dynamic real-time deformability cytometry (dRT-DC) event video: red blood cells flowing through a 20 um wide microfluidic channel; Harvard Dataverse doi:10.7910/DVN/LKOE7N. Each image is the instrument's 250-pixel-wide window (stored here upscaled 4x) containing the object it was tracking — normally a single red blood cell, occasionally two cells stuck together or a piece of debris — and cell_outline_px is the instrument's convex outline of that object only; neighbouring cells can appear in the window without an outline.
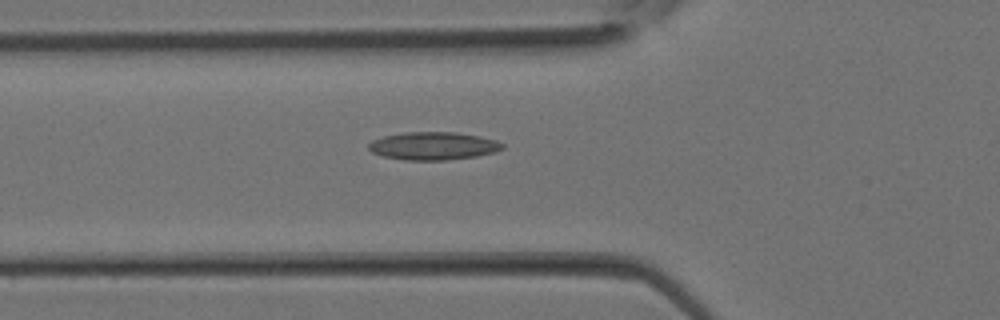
{"species": "Egyptian fruit bat (a non-hibernating species)", "species_latin": "Rousettus aegyptiacus", "temperature_condition": "room temperature", "stored_images_in_passage": 23, "camera_frame_rate_fps": 3000, "um_per_image_px": 0.085, "animal": {"sex": "female"}, "frame": {"image": 1, "passage_image": 2, "time_ms": 0.333, "image_size_px": [1000, 320], "cell_outline_px": [[504, 148], [496, 152], [476, 156], [444, 160], [404, 160], [384, 156], [372, 152], [368, 148], [368, 144], [372, 140], [384, 136], [404, 132], [456, 132], [480, 136], [496, 140], [504, 144]], "centroid_in_image_um": [36.84, 12.4], "position_along_channel_um": 89.0, "area_um2": 21.79}}
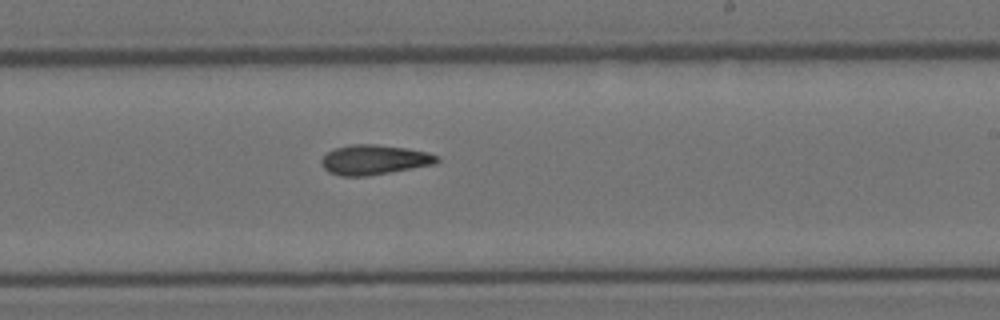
{"frame": {"image": 2, "passage_image": 10, "time_ms": 3.0, "image_size_px": [1000, 320], "cell_outline_px": [[440, 160], [436, 164], [368, 176], [340, 176], [328, 172], [320, 164], [320, 160], [328, 152], [336, 148], [352, 144], [376, 144], [404, 148], [428, 152], [440, 156]], "centroid_in_image_um": [31.82, 13.59], "position_along_channel_um": 257.2, "area_um2": 20.17}}
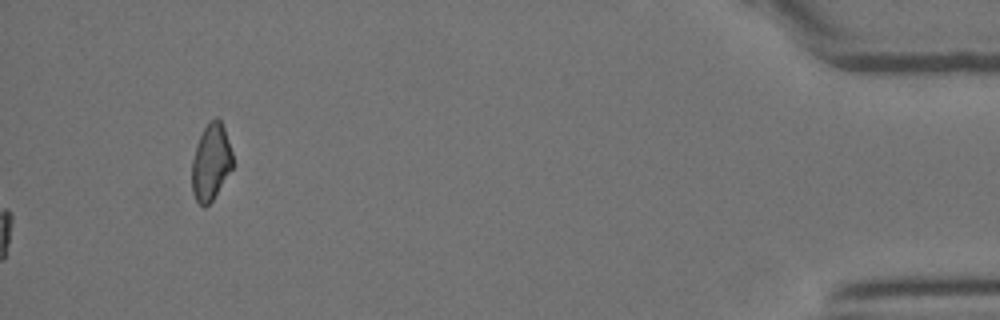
{"frame": {"image": 3, "passage_image": 21, "time_ms": 6.667, "image_size_px": [1000, 320], "cell_outline_px": [[232, 168], [212, 200], [204, 208], [196, 200], [192, 192], [192, 160], [196, 144], [204, 128], [216, 116], [220, 120], [224, 128], [232, 152]], "centroid_in_image_um": [17.91, 13.79], "position_along_channel_um": 417.3, "area_um2": 17.92}}